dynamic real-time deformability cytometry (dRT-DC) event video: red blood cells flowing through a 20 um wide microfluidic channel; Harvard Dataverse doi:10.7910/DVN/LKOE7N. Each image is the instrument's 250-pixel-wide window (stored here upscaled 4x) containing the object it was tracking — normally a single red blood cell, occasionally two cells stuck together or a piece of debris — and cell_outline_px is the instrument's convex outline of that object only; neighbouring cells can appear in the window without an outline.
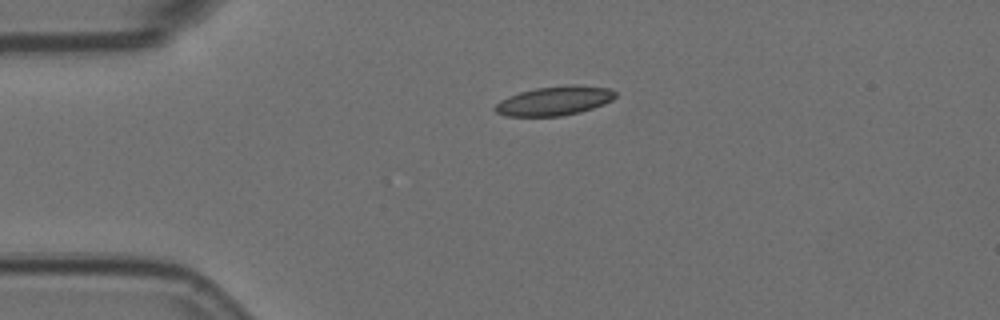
{"species": "Egyptian fruit bat (a non-hibernating species)", "species_latin": "Rousettus aegyptiacus", "temperature_condition": "room temperature", "stored_images_in_passage": 2, "camera_frame_rate_fps": 3000, "um_per_image_px": 0.085, "animal": {"sex": "female"}, "frame": {"image": 1, "passage_image": 1, "time_ms": 0.0, "image_size_px": [1000, 320], "cell_outline_px": [[616, 96], [612, 100], [604, 104], [580, 112], [560, 116], [504, 116], [496, 112], [492, 108], [500, 100], [508, 96], [520, 92], [536, 88], [568, 84], [576, 84], [608, 88], [616, 92]], "centroid_in_image_um": [47.11, 8.56], "position_along_channel_um": 37.9, "area_um2": 20.58}}